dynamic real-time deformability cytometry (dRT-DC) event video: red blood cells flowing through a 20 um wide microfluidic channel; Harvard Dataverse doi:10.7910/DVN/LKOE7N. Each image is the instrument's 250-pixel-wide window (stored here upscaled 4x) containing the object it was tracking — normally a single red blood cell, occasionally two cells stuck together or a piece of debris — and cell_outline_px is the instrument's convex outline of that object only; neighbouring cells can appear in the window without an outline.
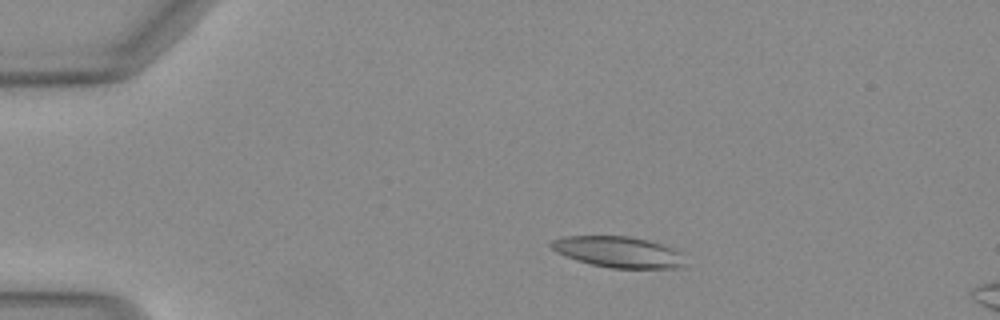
{"species": "Egyptian fruit bat (a non-hibernating species)", "species_latin": "Rousettus aegyptiacus", "temperature_condition": "warm", "stored_images_in_passage": 42, "camera_frame_rate_fps": 3000, "um_per_image_px": 0.085, "animal": {"sex": "female"}, "frame": {"image": 1, "passage_image": 1, "time_ms": 0.0, "image_size_px": [1000, 320], "cell_outline_px": [[684, 268], [612, 268], [592, 264], [576, 260], [556, 252], [548, 244], [552, 240], [564, 236], [628, 236], [648, 240], [672, 248], [680, 252], [684, 264]], "centroid_in_image_um": [52.54, 21.41], "position_along_channel_um": 32.5, "area_um2": 24.1}}
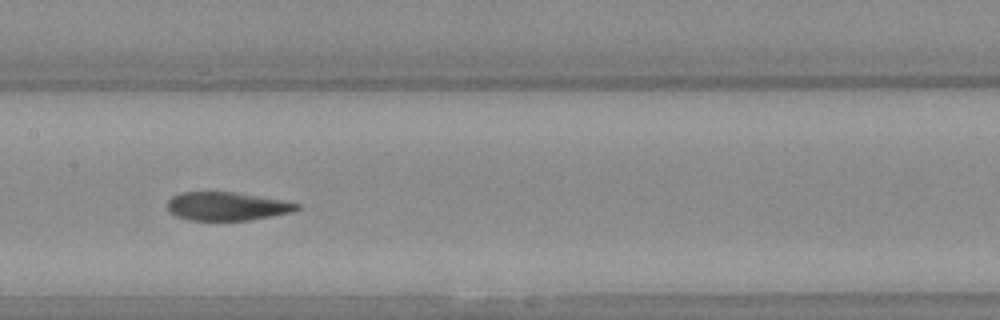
{"frame": {"image": 2, "passage_image": 17, "time_ms": 5.333, "image_size_px": [1000, 320], "cell_outline_px": [[300, 208], [292, 212], [252, 220], [188, 220], [176, 216], [168, 212], [168, 200], [172, 196], [180, 192], [232, 192], [284, 200], [300, 204]], "centroid_in_image_um": [19.28, 17.54], "position_along_channel_um": 188.1, "area_um2": 21.5}}
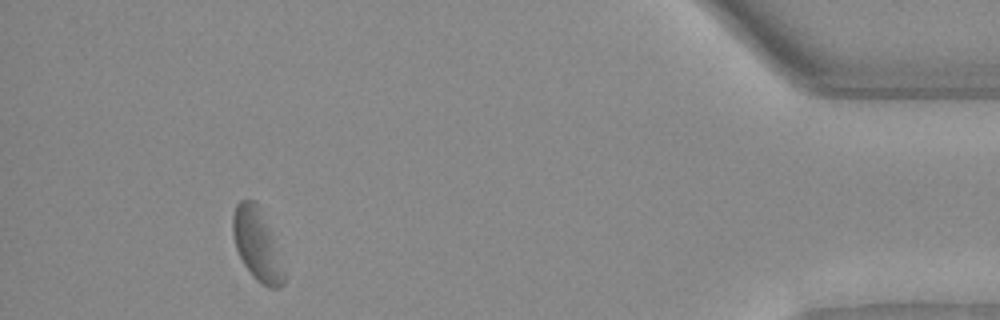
{"frame": {"image": 3, "passage_image": 38, "time_ms": 12.333, "image_size_px": [1000, 320], "cell_outline_px": [[288, 276], [284, 284], [280, 288], [272, 288], [256, 280], [252, 276], [244, 264], [236, 248], [232, 236], [232, 216], [236, 204], [240, 200], [252, 200], [256, 204], [268, 228]], "centroid_in_image_um": [21.84, 20.85], "position_along_channel_um": 413.4, "area_um2": 21.04}, "authors_computed_cell_mechanics": {"area_um2": 22.4842, "velocity_mm_per_s": 4.0342, "shape_relaxation_time_tau1_ms": 6.4156, "shape_relaxation_time_tau2_ms": 2.3696, "deformation_change_tau1": 0.1616, "deformation_change_tau2": 0.0991}}